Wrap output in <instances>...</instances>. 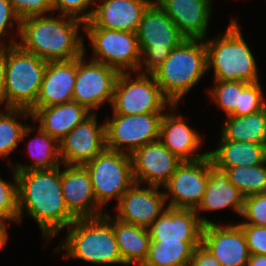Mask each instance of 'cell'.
Wrapping results in <instances>:
<instances>
[{"label":"cell","instance_id":"cell-1","mask_svg":"<svg viewBox=\"0 0 266 266\" xmlns=\"http://www.w3.org/2000/svg\"><path fill=\"white\" fill-rule=\"evenodd\" d=\"M60 167L16 171L19 222L26 210L39 224L47 242L76 220L68 211L62 194Z\"/></svg>","mask_w":266,"mask_h":266},{"label":"cell","instance_id":"cell-2","mask_svg":"<svg viewBox=\"0 0 266 266\" xmlns=\"http://www.w3.org/2000/svg\"><path fill=\"white\" fill-rule=\"evenodd\" d=\"M82 20L59 14V18L41 15L21 20L17 44L44 61H68L86 54L79 36Z\"/></svg>","mask_w":266,"mask_h":266},{"label":"cell","instance_id":"cell-3","mask_svg":"<svg viewBox=\"0 0 266 266\" xmlns=\"http://www.w3.org/2000/svg\"><path fill=\"white\" fill-rule=\"evenodd\" d=\"M56 251L66 250L68 258L87 261L96 265L123 264L113 230V217L103 216L76 219Z\"/></svg>","mask_w":266,"mask_h":266},{"label":"cell","instance_id":"cell-4","mask_svg":"<svg viewBox=\"0 0 266 266\" xmlns=\"http://www.w3.org/2000/svg\"><path fill=\"white\" fill-rule=\"evenodd\" d=\"M207 51L203 39H185L152 75L163 94L179 104L207 72Z\"/></svg>","mask_w":266,"mask_h":266},{"label":"cell","instance_id":"cell-5","mask_svg":"<svg viewBox=\"0 0 266 266\" xmlns=\"http://www.w3.org/2000/svg\"><path fill=\"white\" fill-rule=\"evenodd\" d=\"M237 19L228 25L224 35L204 40L207 51V70L214 69V80L259 81L257 62L244 40Z\"/></svg>","mask_w":266,"mask_h":266},{"label":"cell","instance_id":"cell-6","mask_svg":"<svg viewBox=\"0 0 266 266\" xmlns=\"http://www.w3.org/2000/svg\"><path fill=\"white\" fill-rule=\"evenodd\" d=\"M8 42L3 105L30 111L36 105L47 61L23 50L15 38Z\"/></svg>","mask_w":266,"mask_h":266},{"label":"cell","instance_id":"cell-7","mask_svg":"<svg viewBox=\"0 0 266 266\" xmlns=\"http://www.w3.org/2000/svg\"><path fill=\"white\" fill-rule=\"evenodd\" d=\"M137 39L141 51L137 73L152 74L186 38L166 12L153 1L142 15Z\"/></svg>","mask_w":266,"mask_h":266},{"label":"cell","instance_id":"cell-8","mask_svg":"<svg viewBox=\"0 0 266 266\" xmlns=\"http://www.w3.org/2000/svg\"><path fill=\"white\" fill-rule=\"evenodd\" d=\"M91 178L97 204L104 209L110 200L121 197L135 183L131 155L105 148L83 165Z\"/></svg>","mask_w":266,"mask_h":266},{"label":"cell","instance_id":"cell-9","mask_svg":"<svg viewBox=\"0 0 266 266\" xmlns=\"http://www.w3.org/2000/svg\"><path fill=\"white\" fill-rule=\"evenodd\" d=\"M137 74L132 79L130 72L119 73L111 103L113 114L164 112L166 107L172 111L178 107L163 94L152 74Z\"/></svg>","mask_w":266,"mask_h":266},{"label":"cell","instance_id":"cell-10","mask_svg":"<svg viewBox=\"0 0 266 266\" xmlns=\"http://www.w3.org/2000/svg\"><path fill=\"white\" fill-rule=\"evenodd\" d=\"M163 114H113L105 121L106 148L132 155L145 144L159 140Z\"/></svg>","mask_w":266,"mask_h":266},{"label":"cell","instance_id":"cell-11","mask_svg":"<svg viewBox=\"0 0 266 266\" xmlns=\"http://www.w3.org/2000/svg\"><path fill=\"white\" fill-rule=\"evenodd\" d=\"M83 29L94 53L91 60L108 65L119 73L128 70L137 73L141 51L136 33L106 28Z\"/></svg>","mask_w":266,"mask_h":266},{"label":"cell","instance_id":"cell-12","mask_svg":"<svg viewBox=\"0 0 266 266\" xmlns=\"http://www.w3.org/2000/svg\"><path fill=\"white\" fill-rule=\"evenodd\" d=\"M77 58V74L72 101L84 106L91 113L106 102L112 103L114 87L119 72L93 60Z\"/></svg>","mask_w":266,"mask_h":266},{"label":"cell","instance_id":"cell-13","mask_svg":"<svg viewBox=\"0 0 266 266\" xmlns=\"http://www.w3.org/2000/svg\"><path fill=\"white\" fill-rule=\"evenodd\" d=\"M210 178V157L183 161L163 186L167 207L196 210ZM171 197V198H170Z\"/></svg>","mask_w":266,"mask_h":266},{"label":"cell","instance_id":"cell-14","mask_svg":"<svg viewBox=\"0 0 266 266\" xmlns=\"http://www.w3.org/2000/svg\"><path fill=\"white\" fill-rule=\"evenodd\" d=\"M91 113L59 141L62 165H84L106 148L105 123Z\"/></svg>","mask_w":266,"mask_h":266},{"label":"cell","instance_id":"cell-15","mask_svg":"<svg viewBox=\"0 0 266 266\" xmlns=\"http://www.w3.org/2000/svg\"><path fill=\"white\" fill-rule=\"evenodd\" d=\"M133 178L136 183L163 187L183 162L160 140L145 144L132 155Z\"/></svg>","mask_w":266,"mask_h":266},{"label":"cell","instance_id":"cell-16","mask_svg":"<svg viewBox=\"0 0 266 266\" xmlns=\"http://www.w3.org/2000/svg\"><path fill=\"white\" fill-rule=\"evenodd\" d=\"M141 186L134 183L117 203L115 218L125 223L149 228L167 208L164 191L154 185Z\"/></svg>","mask_w":266,"mask_h":266},{"label":"cell","instance_id":"cell-17","mask_svg":"<svg viewBox=\"0 0 266 266\" xmlns=\"http://www.w3.org/2000/svg\"><path fill=\"white\" fill-rule=\"evenodd\" d=\"M201 244L221 266H246L251 255L242 228L234 223L204 225Z\"/></svg>","mask_w":266,"mask_h":266},{"label":"cell","instance_id":"cell-18","mask_svg":"<svg viewBox=\"0 0 266 266\" xmlns=\"http://www.w3.org/2000/svg\"><path fill=\"white\" fill-rule=\"evenodd\" d=\"M65 167L61 171V186L68 211L76 219L103 216L106 212L97 204L87 169L82 165Z\"/></svg>","mask_w":266,"mask_h":266},{"label":"cell","instance_id":"cell-19","mask_svg":"<svg viewBox=\"0 0 266 266\" xmlns=\"http://www.w3.org/2000/svg\"><path fill=\"white\" fill-rule=\"evenodd\" d=\"M84 28H106L136 33L142 15L154 0H97Z\"/></svg>","mask_w":266,"mask_h":266},{"label":"cell","instance_id":"cell-20","mask_svg":"<svg viewBox=\"0 0 266 266\" xmlns=\"http://www.w3.org/2000/svg\"><path fill=\"white\" fill-rule=\"evenodd\" d=\"M203 226L195 210L167 207L148 230L151 241L201 243Z\"/></svg>","mask_w":266,"mask_h":266},{"label":"cell","instance_id":"cell-21","mask_svg":"<svg viewBox=\"0 0 266 266\" xmlns=\"http://www.w3.org/2000/svg\"><path fill=\"white\" fill-rule=\"evenodd\" d=\"M186 39H206L211 0H154Z\"/></svg>","mask_w":266,"mask_h":266},{"label":"cell","instance_id":"cell-22","mask_svg":"<svg viewBox=\"0 0 266 266\" xmlns=\"http://www.w3.org/2000/svg\"><path fill=\"white\" fill-rule=\"evenodd\" d=\"M77 74V58L68 61L47 62L36 101L30 110L72 101Z\"/></svg>","mask_w":266,"mask_h":266},{"label":"cell","instance_id":"cell-23","mask_svg":"<svg viewBox=\"0 0 266 266\" xmlns=\"http://www.w3.org/2000/svg\"><path fill=\"white\" fill-rule=\"evenodd\" d=\"M185 119L175 113L163 114L160 124L159 140L182 161H196L208 155L206 153H198L202 142V136L192 129Z\"/></svg>","mask_w":266,"mask_h":266},{"label":"cell","instance_id":"cell-24","mask_svg":"<svg viewBox=\"0 0 266 266\" xmlns=\"http://www.w3.org/2000/svg\"><path fill=\"white\" fill-rule=\"evenodd\" d=\"M243 203L244 196L229 182L228 175L225 171L216 168L210 159V178L207 182L202 201L195 210L201 223L208 225L214 222L208 220L206 217H200V211L215 212L217 210L231 208L235 213L241 215Z\"/></svg>","mask_w":266,"mask_h":266},{"label":"cell","instance_id":"cell-25","mask_svg":"<svg viewBox=\"0 0 266 266\" xmlns=\"http://www.w3.org/2000/svg\"><path fill=\"white\" fill-rule=\"evenodd\" d=\"M90 114L84 106L71 101L37 108L31 113V118L38 121L41 130L60 141Z\"/></svg>","mask_w":266,"mask_h":266},{"label":"cell","instance_id":"cell-26","mask_svg":"<svg viewBox=\"0 0 266 266\" xmlns=\"http://www.w3.org/2000/svg\"><path fill=\"white\" fill-rule=\"evenodd\" d=\"M212 164L224 171L228 168L256 166L266 161V146L253 142L225 140L221 136L217 149L208 152Z\"/></svg>","mask_w":266,"mask_h":266},{"label":"cell","instance_id":"cell-27","mask_svg":"<svg viewBox=\"0 0 266 266\" xmlns=\"http://www.w3.org/2000/svg\"><path fill=\"white\" fill-rule=\"evenodd\" d=\"M113 230L123 265L142 266L150 248L149 230L125 223L115 217H113Z\"/></svg>","mask_w":266,"mask_h":266},{"label":"cell","instance_id":"cell-28","mask_svg":"<svg viewBox=\"0 0 266 266\" xmlns=\"http://www.w3.org/2000/svg\"><path fill=\"white\" fill-rule=\"evenodd\" d=\"M221 136L225 140L253 142L266 146V106L244 116H227Z\"/></svg>","mask_w":266,"mask_h":266},{"label":"cell","instance_id":"cell-29","mask_svg":"<svg viewBox=\"0 0 266 266\" xmlns=\"http://www.w3.org/2000/svg\"><path fill=\"white\" fill-rule=\"evenodd\" d=\"M38 136L31 139L29 152L34 162L32 164H12L15 171L49 170L62 166L59 141L50 134L38 128Z\"/></svg>","mask_w":266,"mask_h":266},{"label":"cell","instance_id":"cell-30","mask_svg":"<svg viewBox=\"0 0 266 266\" xmlns=\"http://www.w3.org/2000/svg\"><path fill=\"white\" fill-rule=\"evenodd\" d=\"M201 243L183 241H151L142 266H188L196 247Z\"/></svg>","mask_w":266,"mask_h":266},{"label":"cell","instance_id":"cell-31","mask_svg":"<svg viewBox=\"0 0 266 266\" xmlns=\"http://www.w3.org/2000/svg\"><path fill=\"white\" fill-rule=\"evenodd\" d=\"M0 110V157H8L16 149L19 142L31 133L33 126L19 122L15 116L27 119L31 112L20 108H5Z\"/></svg>","mask_w":266,"mask_h":266},{"label":"cell","instance_id":"cell-32","mask_svg":"<svg viewBox=\"0 0 266 266\" xmlns=\"http://www.w3.org/2000/svg\"><path fill=\"white\" fill-rule=\"evenodd\" d=\"M244 198L266 193V161L256 166L233 167L224 170Z\"/></svg>","mask_w":266,"mask_h":266},{"label":"cell","instance_id":"cell-33","mask_svg":"<svg viewBox=\"0 0 266 266\" xmlns=\"http://www.w3.org/2000/svg\"><path fill=\"white\" fill-rule=\"evenodd\" d=\"M214 87L210 89V98L229 116L235 108H239L240 93L250 84L246 81L214 80Z\"/></svg>","mask_w":266,"mask_h":266},{"label":"cell","instance_id":"cell-34","mask_svg":"<svg viewBox=\"0 0 266 266\" xmlns=\"http://www.w3.org/2000/svg\"><path fill=\"white\" fill-rule=\"evenodd\" d=\"M11 169L13 170L14 183L0 178V219L19 223L17 176L12 166Z\"/></svg>","mask_w":266,"mask_h":266},{"label":"cell","instance_id":"cell-35","mask_svg":"<svg viewBox=\"0 0 266 266\" xmlns=\"http://www.w3.org/2000/svg\"><path fill=\"white\" fill-rule=\"evenodd\" d=\"M266 106V98L262 91L260 82L250 83L240 93L239 108L229 116H244L260 111Z\"/></svg>","mask_w":266,"mask_h":266},{"label":"cell","instance_id":"cell-36","mask_svg":"<svg viewBox=\"0 0 266 266\" xmlns=\"http://www.w3.org/2000/svg\"><path fill=\"white\" fill-rule=\"evenodd\" d=\"M240 216L246 220L238 224L266 226V193L244 198L243 210Z\"/></svg>","mask_w":266,"mask_h":266},{"label":"cell","instance_id":"cell-37","mask_svg":"<svg viewBox=\"0 0 266 266\" xmlns=\"http://www.w3.org/2000/svg\"><path fill=\"white\" fill-rule=\"evenodd\" d=\"M97 0H52L53 11L60 12V15L73 17L82 20L84 23L89 21L93 11L87 12L92 4L95 6ZM85 11V12H84Z\"/></svg>","mask_w":266,"mask_h":266},{"label":"cell","instance_id":"cell-38","mask_svg":"<svg viewBox=\"0 0 266 266\" xmlns=\"http://www.w3.org/2000/svg\"><path fill=\"white\" fill-rule=\"evenodd\" d=\"M18 17L23 20L31 16L52 12V0H9Z\"/></svg>","mask_w":266,"mask_h":266},{"label":"cell","instance_id":"cell-39","mask_svg":"<svg viewBox=\"0 0 266 266\" xmlns=\"http://www.w3.org/2000/svg\"><path fill=\"white\" fill-rule=\"evenodd\" d=\"M245 235L250 254L266 255V226L238 224Z\"/></svg>","mask_w":266,"mask_h":266},{"label":"cell","instance_id":"cell-40","mask_svg":"<svg viewBox=\"0 0 266 266\" xmlns=\"http://www.w3.org/2000/svg\"><path fill=\"white\" fill-rule=\"evenodd\" d=\"M17 24V36H19L21 19L18 17L9 0H0V46H7L6 41L2 40L3 36L9 31L8 28L15 27Z\"/></svg>","mask_w":266,"mask_h":266},{"label":"cell","instance_id":"cell-41","mask_svg":"<svg viewBox=\"0 0 266 266\" xmlns=\"http://www.w3.org/2000/svg\"><path fill=\"white\" fill-rule=\"evenodd\" d=\"M188 266H221L214 255L202 244L195 248Z\"/></svg>","mask_w":266,"mask_h":266},{"label":"cell","instance_id":"cell-42","mask_svg":"<svg viewBox=\"0 0 266 266\" xmlns=\"http://www.w3.org/2000/svg\"><path fill=\"white\" fill-rule=\"evenodd\" d=\"M6 70V46H0V106H3V92Z\"/></svg>","mask_w":266,"mask_h":266},{"label":"cell","instance_id":"cell-43","mask_svg":"<svg viewBox=\"0 0 266 266\" xmlns=\"http://www.w3.org/2000/svg\"><path fill=\"white\" fill-rule=\"evenodd\" d=\"M246 266H266V255L251 254Z\"/></svg>","mask_w":266,"mask_h":266},{"label":"cell","instance_id":"cell-44","mask_svg":"<svg viewBox=\"0 0 266 266\" xmlns=\"http://www.w3.org/2000/svg\"><path fill=\"white\" fill-rule=\"evenodd\" d=\"M6 221L8 220L0 219V249L4 247V245L6 244V241L8 240Z\"/></svg>","mask_w":266,"mask_h":266}]
</instances>
